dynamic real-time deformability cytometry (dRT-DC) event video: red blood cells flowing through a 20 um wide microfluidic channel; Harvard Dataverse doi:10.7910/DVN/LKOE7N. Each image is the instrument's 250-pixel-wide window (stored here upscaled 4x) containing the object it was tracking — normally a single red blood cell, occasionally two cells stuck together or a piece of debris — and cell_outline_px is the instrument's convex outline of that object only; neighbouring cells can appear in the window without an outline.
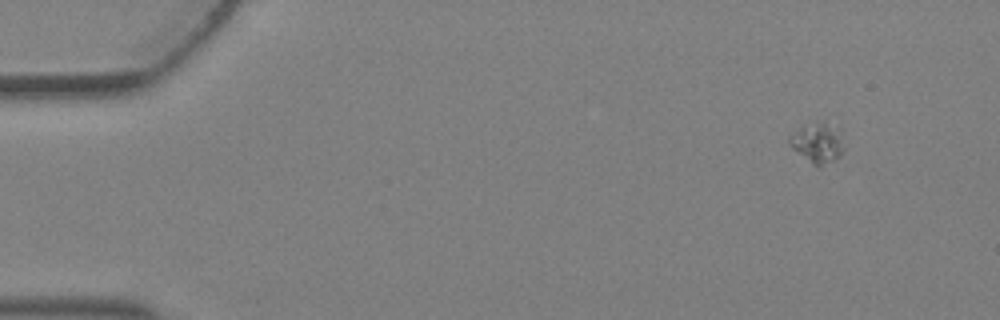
{"species": "Egyptian fruit bat (a non-hibernating species)", "species_latin": "Rousettus aegyptiacus", "temperature_condition": "warm", "stored_images_in_passage": 3, "camera_frame_rate_fps": 3000, "um_per_image_px": 0.085, "animal": {"sex": "female"}, "frame": {"image": 1, "passage_image": 3, "time_ms": 0.667, "image_size_px": [1000, 320], "cell_outline_px": [[844, 148], [840, 156], [820, 168], [816, 168], [792, 148], [788, 144], [788, 136], [804, 124], [824, 124], [836, 128]], "centroid_in_image_um": [69.43, 12.22], "position_along_channel_um": 15.6, "area_um2": 12.43}}